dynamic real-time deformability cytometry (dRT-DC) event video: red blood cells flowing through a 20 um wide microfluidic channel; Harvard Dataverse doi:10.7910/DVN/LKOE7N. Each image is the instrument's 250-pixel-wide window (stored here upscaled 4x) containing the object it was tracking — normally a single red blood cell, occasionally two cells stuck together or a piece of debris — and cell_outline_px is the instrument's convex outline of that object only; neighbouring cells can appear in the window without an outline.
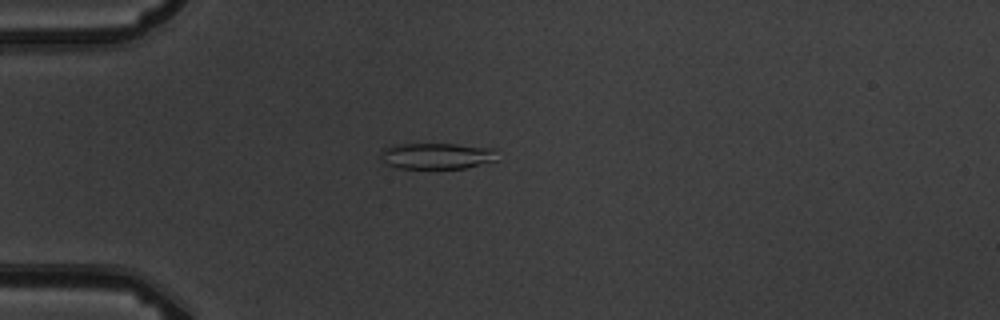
{"species": "common noctule bat (a hibernating species)", "species_latin": "Nyctalus noctula", "temperature_condition": "warm", "stored_images_in_passage": 4, "camera_frame_rate_fps": 3000, "um_per_image_px": 0.085, "animal": {"sex": "male", "body_mass_g": 19.5, "forearm_length_mm": 54.6}, "frame": {"image": 1, "passage_image": 4, "time_ms": 3.333, "image_size_px": [1000, 320], "cell_outline_px": [[500, 160], [464, 168], [396, 168], [384, 164], [380, 156], [384, 148], [392, 144], [456, 144], [496, 148]], "centroid_in_image_um": [37.17, 13.25], "position_along_channel_um": 47.8, "area_um2": 18.15}}